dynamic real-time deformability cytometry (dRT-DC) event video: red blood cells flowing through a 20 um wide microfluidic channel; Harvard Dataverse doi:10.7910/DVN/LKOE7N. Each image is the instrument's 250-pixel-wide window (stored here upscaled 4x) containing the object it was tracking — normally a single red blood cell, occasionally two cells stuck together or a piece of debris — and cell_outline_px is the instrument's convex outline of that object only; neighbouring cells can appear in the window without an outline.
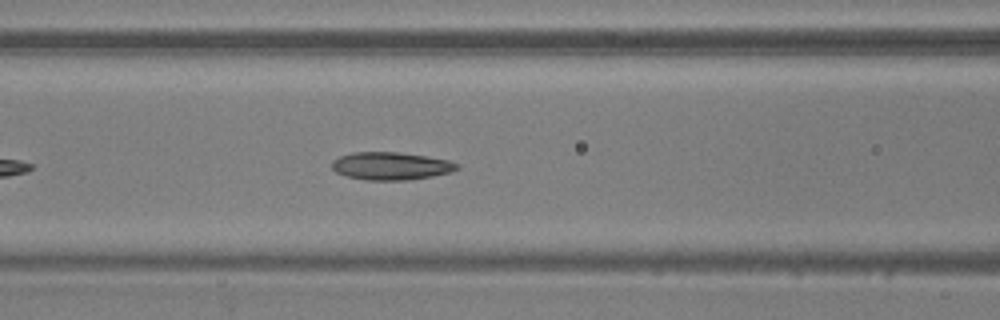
{"species": "common noctule bat (a hibernating species)", "species_latin": "Nyctalus noctula", "temperature_condition": "warm", "stored_images_in_passage": 31, "camera_frame_rate_fps": 3000, "um_per_image_px": 0.085, "animal": {"sex": "male", "body_mass_g": 20.5, "forearm_length_mm": 52.5}, "frame": {"image": 1, "passage_image": 10, "time_ms": 3.0, "image_size_px": [1000, 320], "cell_outline_px": [[460, 168], [452, 172], [432, 176], [408, 180], [364, 180], [348, 176], [336, 172], [332, 168], [332, 160], [340, 156], [352, 152], [400, 152], [428, 156], [448, 160], [460, 164]], "centroid_in_image_um": [33.26, 14.1], "position_along_channel_um": 133.3, "area_um2": 20.4}}
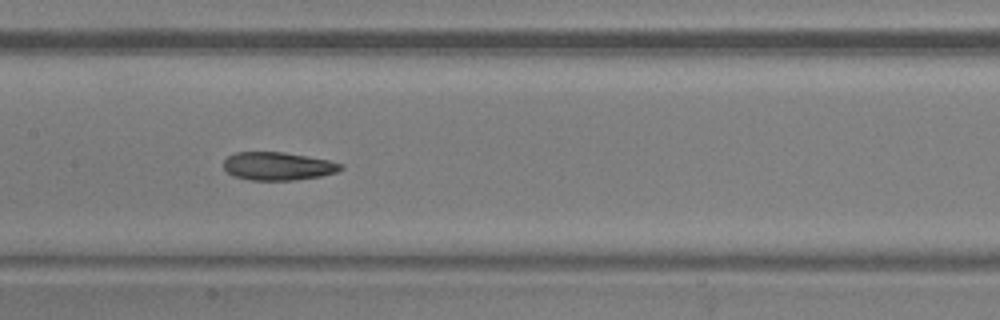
{"frame": {"image": 2, "passage_image": 14, "time_ms": 4.333, "image_size_px": [1000, 320], "cell_outline_px": [[344, 168], [336, 172], [320, 176], [296, 180], [248, 180], [232, 176], [224, 168], [224, 160], [228, 156], [236, 152], [284, 152], [308, 156], [328, 160], [344, 164]], "centroid_in_image_um": [23.63, 14.12], "position_along_channel_um": 183.8, "area_um2": 19.31}}